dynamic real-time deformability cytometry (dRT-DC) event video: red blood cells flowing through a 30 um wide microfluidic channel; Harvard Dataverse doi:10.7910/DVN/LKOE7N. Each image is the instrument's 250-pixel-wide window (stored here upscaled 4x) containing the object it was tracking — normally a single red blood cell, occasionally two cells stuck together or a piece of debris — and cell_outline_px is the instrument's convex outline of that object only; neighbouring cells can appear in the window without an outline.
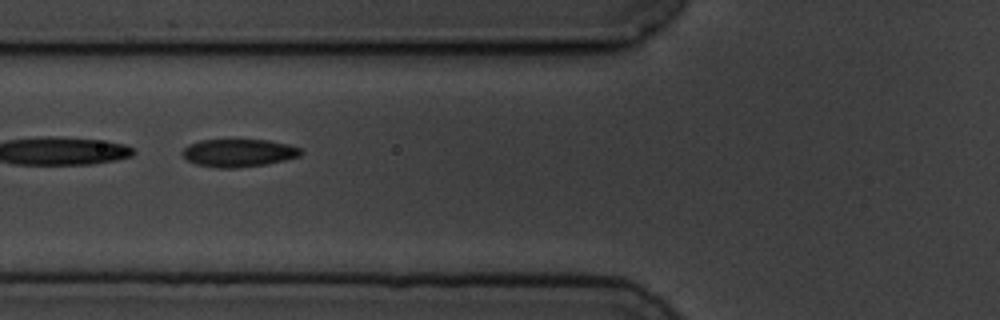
{"species": "common noctule bat (a hibernating species)", "species_latin": "Nyctalus noctula", "temperature_condition": "cold", "stored_images_in_passage": 6, "camera_frame_rate_fps": 3000, "um_per_image_px": 0.085, "animal": {"sex": "male", "body_mass_g": 19.5, "forearm_length_mm": 54.6}, "frame": {"image": 1, "passage_image": 5, "time_ms": 4.667, "image_size_px": [1000, 320], "cell_outline_px": [[304, 152], [300, 156], [284, 160], [264, 164], [236, 168], [220, 168], [196, 164], [188, 160], [180, 152], [188, 144], [200, 140], [268, 140], [288, 144], [304, 148]], "centroid_in_image_um": [20.31, 12.99], "position_along_channel_um": 105.5, "area_um2": 19.25}}